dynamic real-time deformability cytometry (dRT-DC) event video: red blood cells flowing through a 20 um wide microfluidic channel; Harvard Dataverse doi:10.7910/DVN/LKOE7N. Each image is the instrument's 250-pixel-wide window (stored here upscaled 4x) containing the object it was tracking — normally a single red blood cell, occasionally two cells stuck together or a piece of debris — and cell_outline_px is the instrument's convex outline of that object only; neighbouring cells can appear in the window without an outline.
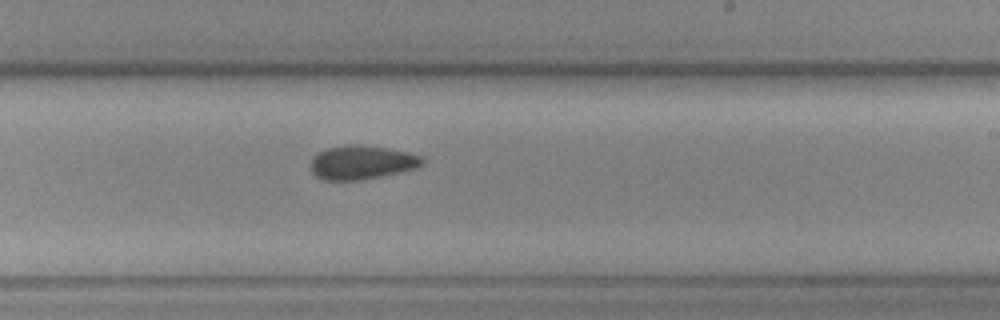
{"species": "common noctule bat (a hibernating species)", "species_latin": "Nyctalus noctula", "temperature_condition": "cold", "stored_images_in_passage": 12, "camera_frame_rate_fps": 3000, "um_per_image_px": 0.085, "animal": {"sex": "female", "body_mass_g": 19.3, "forearm_length_mm": 54.1}, "frame": {"image": 1, "passage_image": 12, "time_ms": 14.333, "image_size_px": [1000, 320], "cell_outline_px": [[424, 164], [420, 168], [360, 180], [324, 180], [316, 176], [312, 172], [312, 156], [316, 152], [328, 148], [348, 144], [360, 144], [408, 152], [424, 156]], "centroid_in_image_um": [30.78, 13.8], "position_along_channel_um": 258.2, "area_um2": 22.2}}